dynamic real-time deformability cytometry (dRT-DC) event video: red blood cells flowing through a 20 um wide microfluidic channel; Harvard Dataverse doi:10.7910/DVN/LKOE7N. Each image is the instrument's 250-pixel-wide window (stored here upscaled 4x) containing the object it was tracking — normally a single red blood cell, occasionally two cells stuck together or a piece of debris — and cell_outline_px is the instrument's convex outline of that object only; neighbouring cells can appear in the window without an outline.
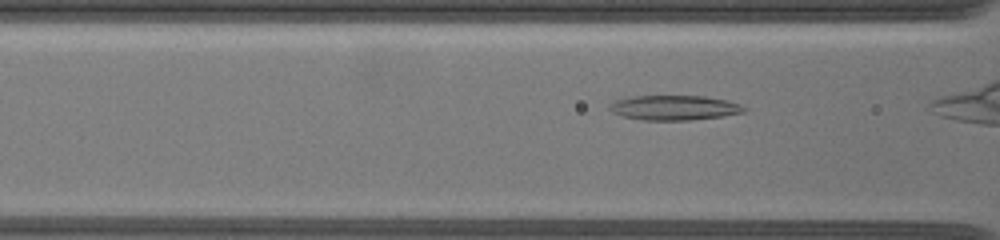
{"species": "common noctule bat (a hibernating species)", "species_latin": "Nyctalus noctula", "temperature_condition": "warm", "stored_images_in_passage": 33, "camera_frame_rate_fps": 3000, "um_per_image_px": 0.085, "animal": {"sex": "female", "body_mass_g": 19.5, "forearm_length_mm": 54.1}, "frame": {"image": 1, "passage_image": 6, "time_ms": 2.0, "image_size_px": [1000, 240], "cell_outline_px": [[748, 108], [744, 112], [724, 116], [688, 120], [640, 120], [624, 116], [612, 112], [608, 108], [608, 104], [616, 100], [632, 96], [704, 96], [728, 100], [740, 104]], "centroid_in_image_um": [57.32, 9.15], "position_along_channel_um": 109.3, "area_um2": 19.54}}
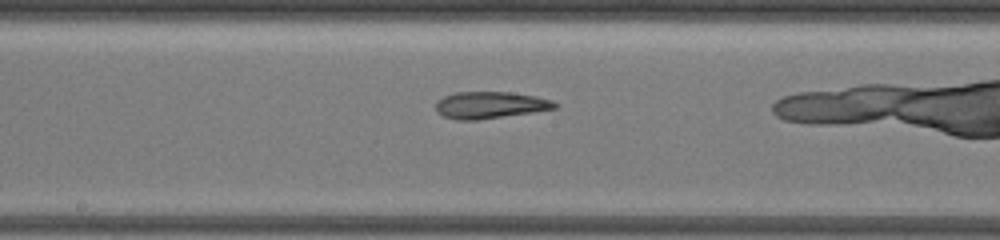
{"frame": {"image": 2, "passage_image": 14, "time_ms": 4.667, "image_size_px": [1000, 240], "cell_outline_px": [[556, 108], [532, 112], [476, 120], [456, 120], [444, 116], [436, 112], [436, 100], [444, 96], [456, 92], [508, 92], [536, 96], [552, 100], [556, 104]], "centroid_in_image_um": [41.61, 8.92], "position_along_channel_um": 206.6, "area_um2": 18.5}}
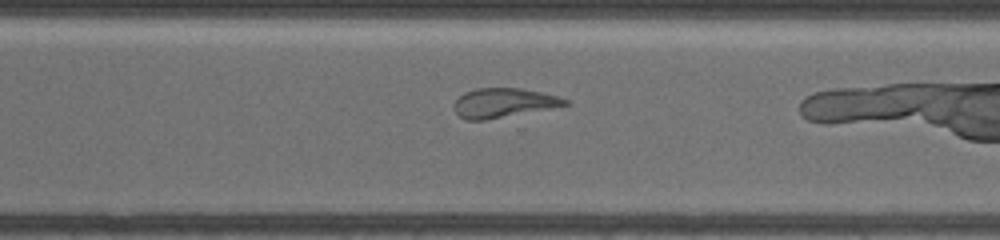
{"frame": {"image": 3, "passage_image": 30, "time_ms": 8.0, "image_size_px": [1000, 240], "cell_outline_px": [[572, 104], [484, 120], [464, 120], [456, 112], [456, 100], [464, 92], [476, 88], [520, 88], [540, 92], [556, 96], [568, 100]], "centroid_in_image_um": [42.8, 8.73], "position_along_channel_um": 327.8, "area_um2": 18.61}}